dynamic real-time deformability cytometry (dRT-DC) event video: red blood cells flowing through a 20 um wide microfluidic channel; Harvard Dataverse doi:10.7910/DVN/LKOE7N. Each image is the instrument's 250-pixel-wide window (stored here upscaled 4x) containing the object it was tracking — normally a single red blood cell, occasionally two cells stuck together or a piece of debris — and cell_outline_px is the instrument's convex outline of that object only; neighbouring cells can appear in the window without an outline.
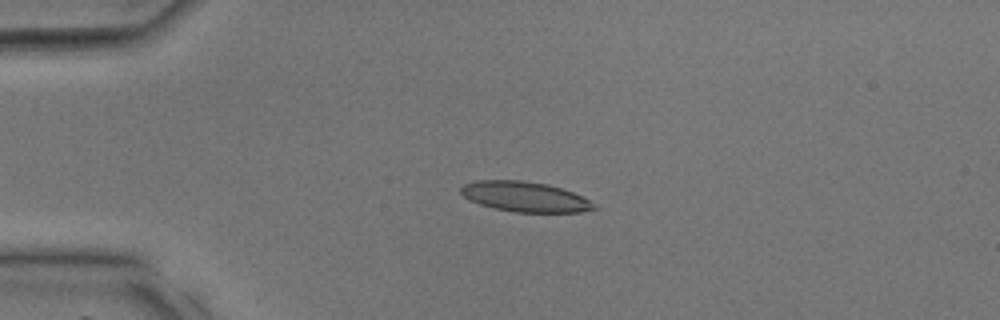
{"species": "common noctule bat (a hibernating species)", "species_latin": "Nyctalus noctula", "temperature_condition": "room temperature", "stored_images_in_passage": 29, "camera_frame_rate_fps": 3000, "um_per_image_px": 0.085, "animal": {"sex": "male", "body_mass_g": 17.9, "forearm_length_mm": 54.2}, "frame": {"image": 1, "passage_image": 1, "time_ms": 0.0, "image_size_px": [1000, 320], "cell_outline_px": [[596, 208], [580, 212], [516, 212], [492, 208], [480, 204], [464, 196], [460, 192], [460, 188], [464, 184], [476, 180], [520, 180], [548, 184], [572, 192], [588, 200]], "centroid_in_image_um": [44.57, 16.71], "position_along_channel_um": 40.4, "area_um2": 23.06}}
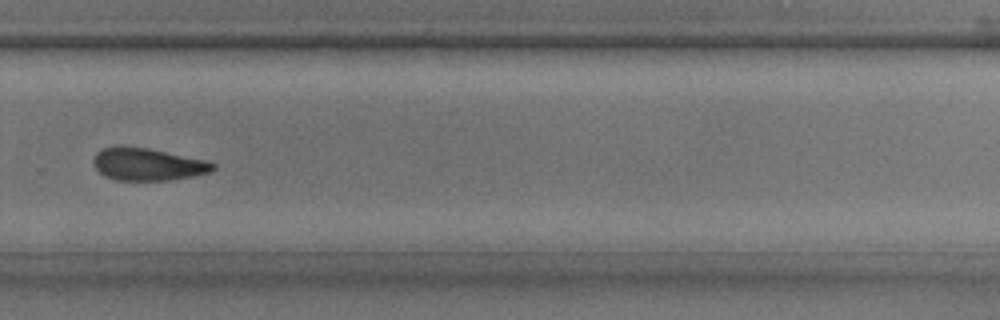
{"frame": {"image": 2, "passage_image": 18, "time_ms": 5.667, "image_size_px": [1000, 320], "cell_outline_px": [[216, 168], [212, 172], [192, 176], [168, 180], [116, 180], [104, 176], [92, 164], [92, 160], [96, 152], [100, 148], [148, 148], [208, 160], [216, 164]], "centroid_in_image_um": [12.59, 13.98], "position_along_channel_um": 317.2, "area_um2": 22.43}}
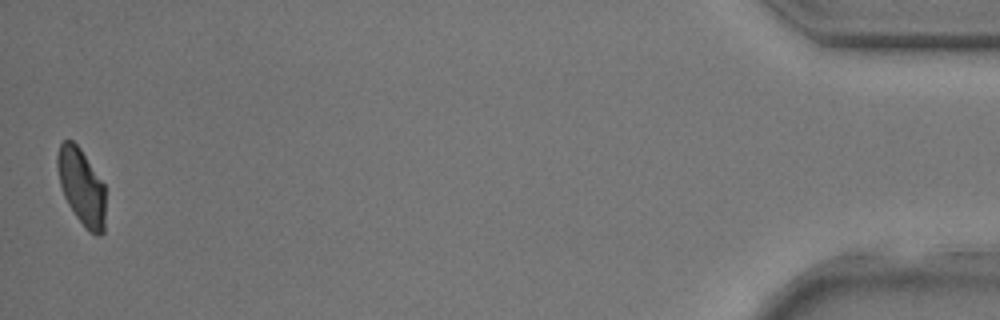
{"frame": {"image": 3, "passage_image": 29, "time_ms": 9.333, "image_size_px": [1000, 320], "cell_outline_px": [[104, 232], [100, 236], [96, 236], [88, 232], [76, 216], [68, 204], [64, 196], [60, 184], [56, 164], [56, 156], [60, 144], [64, 140], [72, 140], [80, 148], [104, 184]], "centroid_in_image_um": [6.92, 15.89], "position_along_channel_um": 428.3, "area_um2": 21.33}}